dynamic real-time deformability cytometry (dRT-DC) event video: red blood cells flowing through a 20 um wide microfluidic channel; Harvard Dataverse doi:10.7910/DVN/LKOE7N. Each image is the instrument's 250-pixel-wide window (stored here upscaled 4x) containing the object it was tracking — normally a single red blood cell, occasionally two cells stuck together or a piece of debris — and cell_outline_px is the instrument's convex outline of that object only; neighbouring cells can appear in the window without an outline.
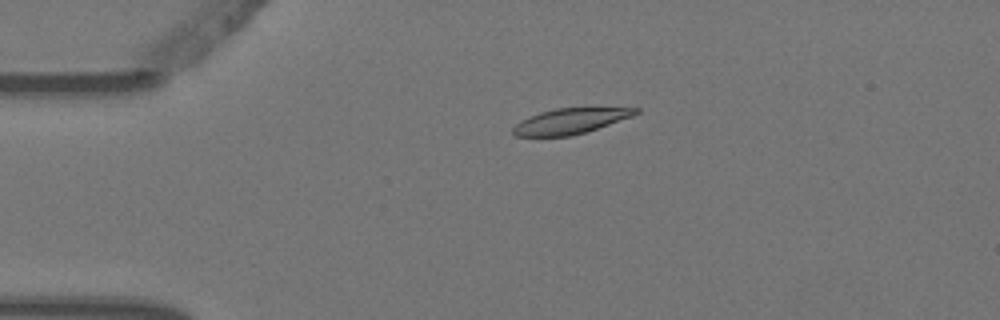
{"species": "Egyptian fruit bat (a non-hibernating species)", "species_latin": "Rousettus aegyptiacus", "temperature_condition": "warm", "stored_images_in_passage": 2, "camera_frame_rate_fps": 3000, "um_per_image_px": 0.085, "animal": {"sex": "female"}, "frame": {"image": 1, "passage_image": 1, "time_ms": 0.0, "image_size_px": [1000, 320], "cell_outline_px": [[640, 112], [632, 116], [584, 132], [568, 136], [512, 136], [512, 128], [516, 124], [540, 112], [556, 108], [640, 108]], "centroid_in_image_um": [48.45, 10.29], "position_along_channel_um": 36.5, "area_um2": 17.74}}